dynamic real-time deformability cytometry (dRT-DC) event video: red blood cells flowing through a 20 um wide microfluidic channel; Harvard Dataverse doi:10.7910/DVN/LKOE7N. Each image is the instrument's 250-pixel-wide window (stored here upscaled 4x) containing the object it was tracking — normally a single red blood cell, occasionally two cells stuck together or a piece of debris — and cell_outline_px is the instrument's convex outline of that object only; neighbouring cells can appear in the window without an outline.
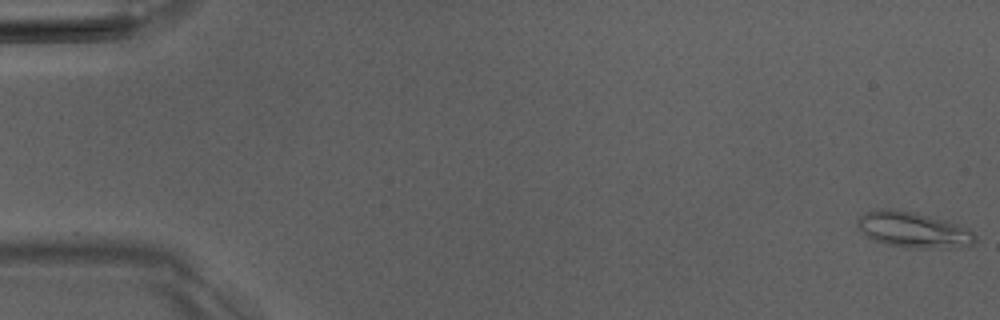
{"species": "Egyptian fruit bat (a non-hibernating species)", "species_latin": "Rousettus aegyptiacus", "temperature_condition": "room temperature", "stored_images_in_passage": 5, "camera_frame_rate_fps": 3000, "um_per_image_px": 0.085, "animal": {"sex": "male"}, "frame": {"image": 1, "passage_image": 1, "time_ms": 0.0, "image_size_px": [1000, 320], "cell_outline_px": [[976, 244], [968, 248], [904, 248], [868, 240], [860, 228], [856, 220], [860, 216], [876, 208], [892, 208], [916, 212], [948, 220], [960, 224], [972, 232], [976, 236]], "centroid_in_image_um": [77.67, 19.55], "position_along_channel_um": 7.3, "area_um2": 25.37}}